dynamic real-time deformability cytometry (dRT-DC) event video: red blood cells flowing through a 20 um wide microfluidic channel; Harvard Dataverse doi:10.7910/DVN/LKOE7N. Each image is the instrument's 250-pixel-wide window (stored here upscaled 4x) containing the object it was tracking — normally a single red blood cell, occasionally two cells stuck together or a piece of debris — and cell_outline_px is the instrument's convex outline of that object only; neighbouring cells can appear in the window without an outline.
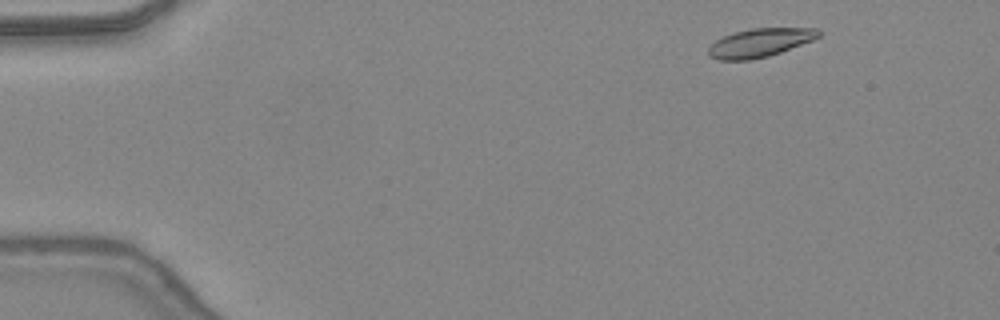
{"species": "common noctule bat (a hibernating species)", "species_latin": "Nyctalus noctula", "temperature_condition": "warm", "stored_images_in_passage": 45, "camera_frame_rate_fps": 3000, "um_per_image_px": 0.085, "animal": {"sex": "female", "body_mass_g": 24.6, "forearm_length_mm": 56.2}, "frame": {"image": 1, "passage_image": 3, "time_ms": 0.667, "image_size_px": [1000, 320], "cell_outline_px": [[820, 36], [812, 40], [780, 52], [768, 56], [752, 60], [720, 60], [708, 56], [708, 48], [716, 40], [724, 36], [736, 32], [752, 28], [816, 28], [820, 32]], "centroid_in_image_um": [64.57, 3.64], "position_along_channel_um": 20.4, "area_um2": 18.15}}
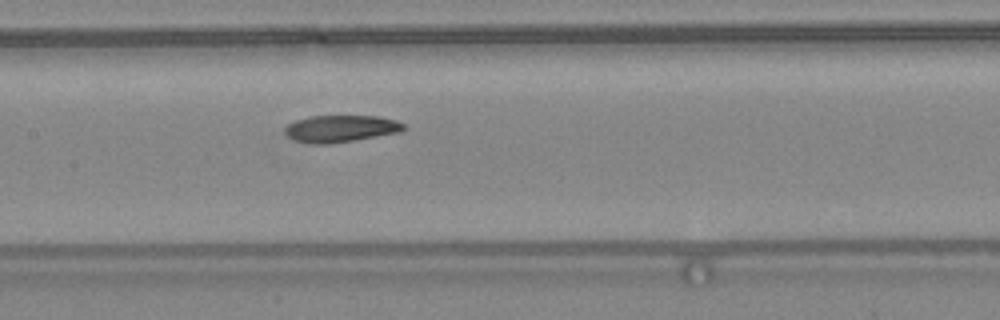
{"frame": {"image": 2, "passage_image": 21, "time_ms": 6.667, "image_size_px": [1000, 320], "cell_outline_px": [[408, 128], [400, 132], [328, 144], [312, 144], [292, 140], [284, 132], [284, 128], [288, 124], [296, 120], [308, 116], [380, 116], [396, 120], [404, 124]], "centroid_in_image_um": [28.95, 10.93], "position_along_channel_um": 178.5, "area_um2": 18.73}}
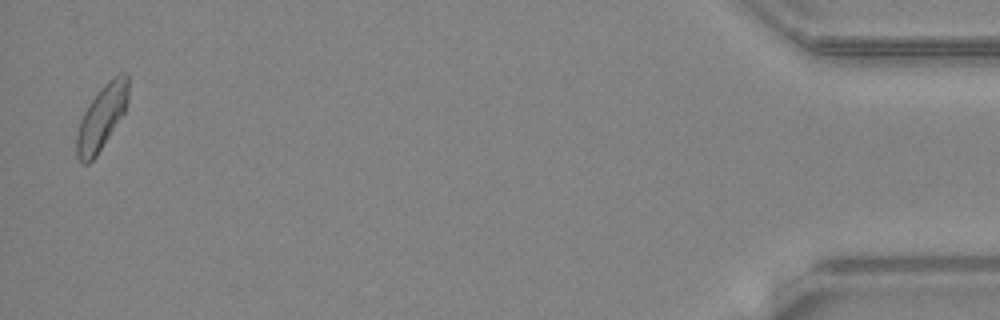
{"frame": {"image": 3, "passage_image": 44, "time_ms": 14.333, "image_size_px": [1000, 320], "cell_outline_px": [[128, 100], [124, 112], [96, 156], [88, 164], [84, 164], [76, 156], [76, 136], [80, 120], [88, 104], [100, 88], [112, 76], [120, 72], [128, 72]], "centroid_in_image_um": [8.64, 9.93], "position_along_channel_um": 426.6, "area_um2": 19.36}, "authors_computed_cell_mechanics": {"area_um2": 18.9584, "velocity_mm_per_s": 4.3831, "shape_relaxation_time_tau1_ms": 8.056, "shape_relaxation_time_tau2_ms": 4.2056, "deformation_change_tau1": 0.1954, "deformation_change_tau2": 0.1196}}